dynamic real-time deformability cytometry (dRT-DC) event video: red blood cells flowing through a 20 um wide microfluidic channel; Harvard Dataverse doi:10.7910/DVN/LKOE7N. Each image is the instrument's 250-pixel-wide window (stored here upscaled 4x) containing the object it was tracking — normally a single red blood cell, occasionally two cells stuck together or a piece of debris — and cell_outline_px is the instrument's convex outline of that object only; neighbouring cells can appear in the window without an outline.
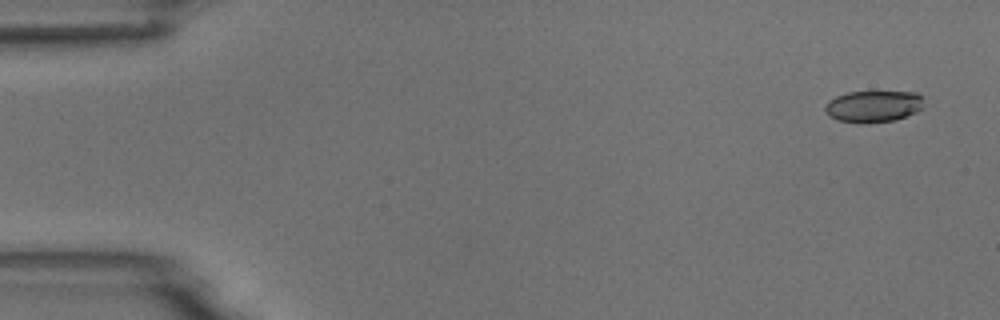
{"species": "common noctule bat (a hibernating species)", "species_latin": "Nyctalus noctula", "temperature_condition": "room temperature", "stored_images_in_passage": 5, "camera_frame_rate_fps": 3000, "um_per_image_px": 0.085, "animal": {"sex": "male", "body_mass_g": 18.8}, "frame": {"image": 1, "passage_image": 1, "time_ms": 0.0, "image_size_px": [1000, 320], "cell_outline_px": [[924, 108], [916, 112], [896, 120], [860, 124], [836, 120], [828, 116], [824, 112], [824, 108], [828, 100], [836, 96], [848, 92], [916, 92], [924, 96]], "centroid_in_image_um": [74.24, 9.05], "position_along_channel_um": 10.8, "area_um2": 18.67}}